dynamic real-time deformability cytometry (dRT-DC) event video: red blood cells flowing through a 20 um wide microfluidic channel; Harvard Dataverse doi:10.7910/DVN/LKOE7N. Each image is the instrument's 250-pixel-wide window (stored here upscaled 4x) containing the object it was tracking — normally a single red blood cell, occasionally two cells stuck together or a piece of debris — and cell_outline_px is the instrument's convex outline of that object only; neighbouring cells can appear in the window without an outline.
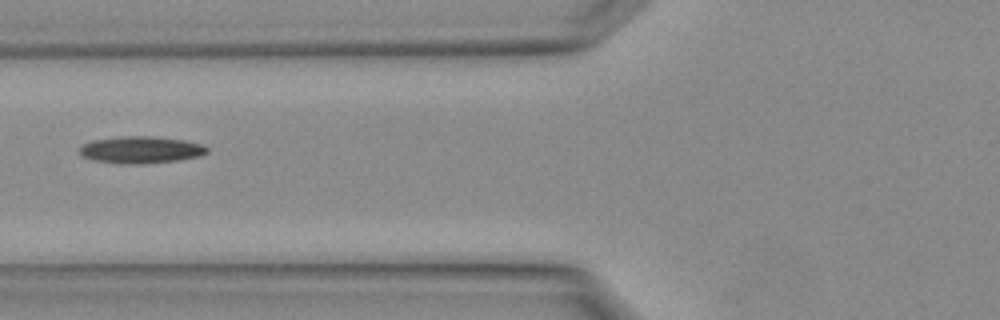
{"species": "Egyptian fruit bat (a non-hibernating species)", "species_latin": "Rousettus aegyptiacus", "temperature_condition": "warm", "stored_images_in_passage": 3, "camera_frame_rate_fps": 3000, "um_per_image_px": 0.085, "animal": {"sex": "female"}, "frame": {"image": 1, "passage_image": 3, "time_ms": 0.667, "image_size_px": [1000, 320], "cell_outline_px": [[208, 152], [200, 156], [180, 160], [144, 164], [124, 164], [92, 160], [80, 156], [80, 148], [84, 144], [92, 140], [128, 136], [152, 136], [184, 140], [204, 144], [208, 148]], "centroid_in_image_um": [12.0, 12.74], "position_along_channel_um": 113.8, "area_um2": 20.17}}